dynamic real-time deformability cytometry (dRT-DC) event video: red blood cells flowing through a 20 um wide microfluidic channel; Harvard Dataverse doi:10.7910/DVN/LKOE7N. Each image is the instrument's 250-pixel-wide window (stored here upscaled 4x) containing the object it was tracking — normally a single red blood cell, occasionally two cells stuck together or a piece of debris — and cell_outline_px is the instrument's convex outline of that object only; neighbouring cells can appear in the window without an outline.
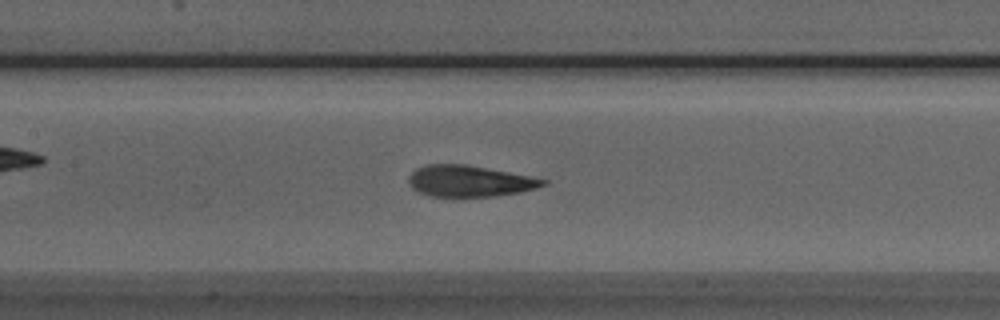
{"species": "Egyptian fruit bat (a non-hibernating species)", "species_latin": "Rousettus aegyptiacus", "temperature_condition": "room temperature", "stored_images_in_passage": 44, "camera_frame_rate_fps": 3000, "um_per_image_px": 0.085, "animal": {"sex": "male"}, "frame": {"image": 1, "passage_image": 17, "time_ms": 5.333, "image_size_px": [1000, 320], "cell_outline_px": [[548, 184], [536, 188], [520, 192], [496, 196], [452, 200], [428, 196], [412, 188], [408, 180], [408, 176], [416, 168], [428, 164], [464, 164], [508, 172], [548, 180]], "centroid_in_image_um": [39.86, 15.44], "position_along_channel_um": 167.5, "area_um2": 25.26}}
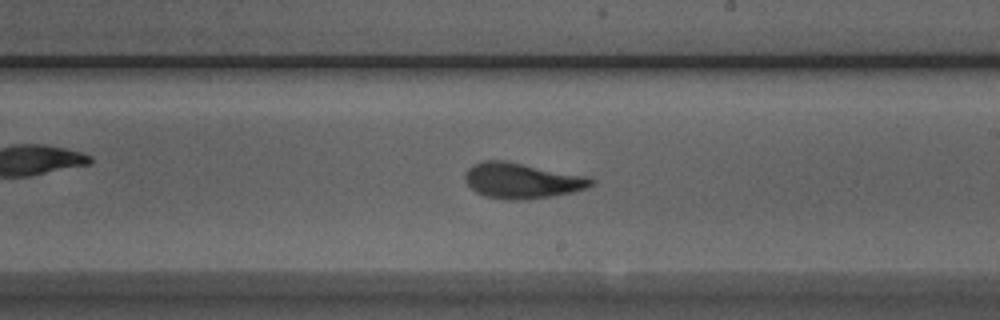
{"frame": {"image": 2, "passage_image": 23, "time_ms": 7.333, "image_size_px": [1000, 320], "cell_outline_px": [[596, 184], [588, 188], [572, 192], [552, 196], [524, 200], [504, 200], [484, 196], [476, 192], [464, 180], [464, 172], [472, 164], [484, 160], [504, 160], [592, 176], [596, 180]], "centroid_in_image_um": [44.41, 15.35], "position_along_channel_um": 244.6, "area_um2": 26.82}}
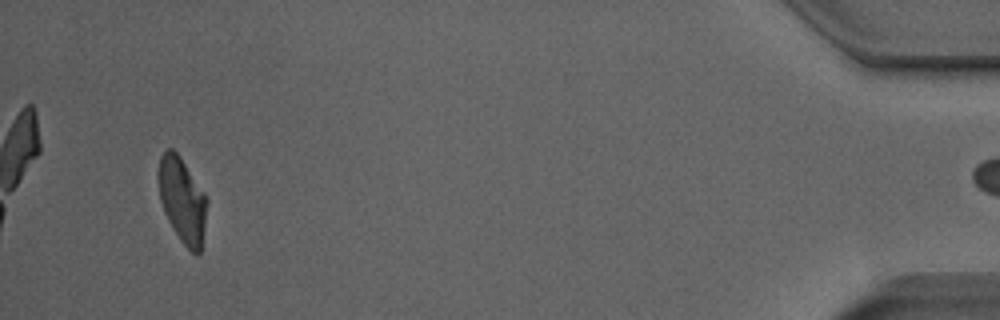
{"frame": {"image": 3, "passage_image": 43, "time_ms": 14.0, "image_size_px": [1000, 320], "cell_outline_px": [[208, 200], [204, 228], [200, 252], [196, 256], [180, 240], [168, 220], [164, 212], [160, 200], [156, 176], [160, 156], [168, 148], [172, 148], [180, 156], [204, 192]], "centroid_in_image_um": [15.47, 16.98], "position_along_channel_um": 419.7, "area_um2": 24.22}, "authors_computed_cell_mechanics": {"area_um2": 25.5765, "velocity_mm_per_s": 3.8792, "shape_relaxation_time_tau1_ms": 4.5999, "shape_relaxation_time_tau2_ms": 1.2722, "deformation_change_tau1": 0.1937, "deformation_change_tau2": 0.0747}}